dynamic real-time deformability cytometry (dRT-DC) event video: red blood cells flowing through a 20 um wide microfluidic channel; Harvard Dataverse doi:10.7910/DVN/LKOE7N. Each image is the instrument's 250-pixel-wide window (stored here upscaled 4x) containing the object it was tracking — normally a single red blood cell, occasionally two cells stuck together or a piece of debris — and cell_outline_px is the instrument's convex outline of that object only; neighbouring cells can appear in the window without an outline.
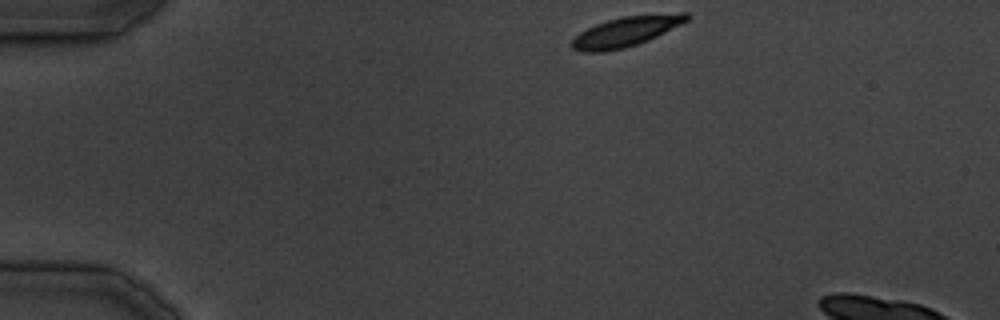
{"species": "common noctule bat (a hibernating species)", "species_latin": "Nyctalus noctula", "temperature_condition": "cold", "stored_images_in_passage": 6, "camera_frame_rate_fps": 3000, "um_per_image_px": 0.085, "animal": {"sex": "male", "body_mass_g": 19.5, "forearm_length_mm": 54.6}, "frame": {"image": 1, "passage_image": 1, "time_ms": 0.0, "image_size_px": [1000, 320], "cell_outline_px": [[692, 16], [688, 20], [648, 40], [624, 48], [604, 52], [580, 52], [572, 48], [572, 40], [580, 32], [596, 24], [608, 20], [624, 16], [680, 12], [688, 12]], "centroid_in_image_um": [53.22, 2.67], "position_along_channel_um": 31.8, "area_um2": 19.88}}